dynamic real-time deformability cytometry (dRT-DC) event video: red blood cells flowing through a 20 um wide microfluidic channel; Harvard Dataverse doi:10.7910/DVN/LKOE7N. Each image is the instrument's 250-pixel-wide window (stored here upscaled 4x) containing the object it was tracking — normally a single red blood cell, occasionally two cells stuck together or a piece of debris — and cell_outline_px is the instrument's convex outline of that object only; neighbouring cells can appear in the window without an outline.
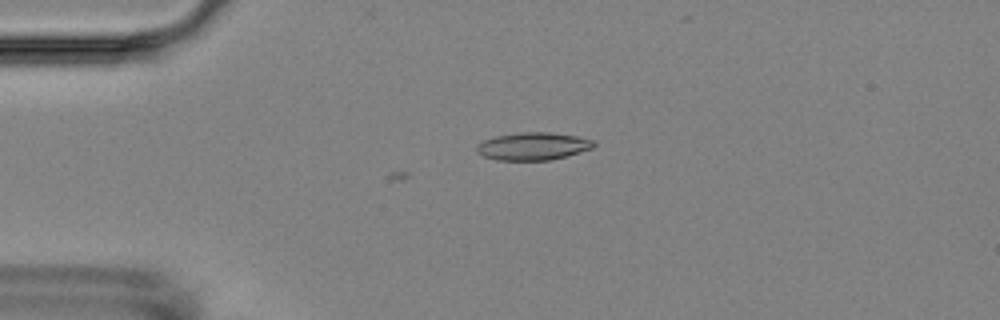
{"species": "Egyptian fruit bat (a non-hibernating species)", "species_latin": "Rousettus aegyptiacus", "temperature_condition": "room temperature", "stored_images_in_passage": 10, "camera_frame_rate_fps": 3000, "um_per_image_px": 0.085, "animal": {"sex": "female"}, "frame": {"image": 1, "passage_image": 2, "time_ms": 1.0, "image_size_px": [1000, 320], "cell_outline_px": [[596, 144], [592, 148], [564, 156], [548, 160], [496, 160], [484, 156], [476, 152], [476, 144], [484, 140], [496, 136], [520, 132], [548, 132], [576, 136], [596, 140]], "centroid_in_image_um": [45.28, 12.42], "position_along_channel_um": 39.7, "area_um2": 18.79}}
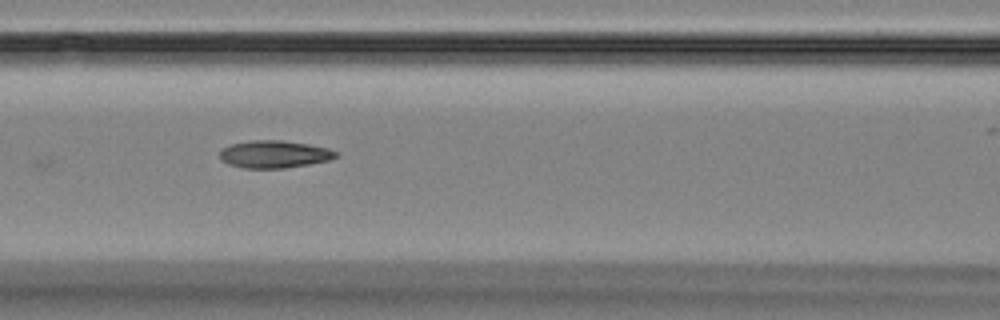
{"frame": {"image": 2, "passage_image": 5, "time_ms": 4.667, "image_size_px": [1000, 320], "cell_outline_px": [[340, 156], [328, 160], [308, 164], [284, 168], [244, 168], [228, 164], [220, 160], [220, 152], [224, 148], [232, 144], [252, 140], [284, 140], [308, 144], [328, 148], [336, 152]], "centroid_in_image_um": [23.32, 13.11], "position_along_channel_um": 143.3, "area_um2": 18.5}}